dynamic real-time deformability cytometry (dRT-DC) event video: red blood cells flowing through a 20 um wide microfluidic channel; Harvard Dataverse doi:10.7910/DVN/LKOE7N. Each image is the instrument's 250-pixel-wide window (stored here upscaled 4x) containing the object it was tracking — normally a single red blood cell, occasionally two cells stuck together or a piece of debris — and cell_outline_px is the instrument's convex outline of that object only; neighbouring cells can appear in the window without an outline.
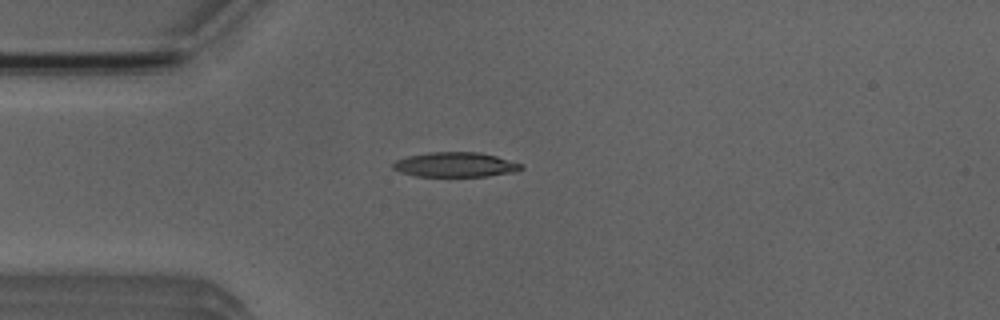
{"species": "Egyptian fruit bat (a non-hibernating species)", "species_latin": "Rousettus aegyptiacus", "temperature_condition": "room temperature", "stored_images_in_passage": 5, "camera_frame_rate_fps": 3000, "um_per_image_px": 0.085, "animal": {"sex": "male"}, "frame": {"image": 1, "passage_image": 4, "time_ms": 3.333, "image_size_px": [1000, 320], "cell_outline_px": [[524, 168], [516, 172], [488, 176], [416, 176], [400, 172], [392, 168], [392, 164], [396, 160], [408, 156], [428, 152], [480, 152], [496, 156], [524, 164]], "centroid_in_image_um": [38.74, 13.99], "position_along_channel_um": 46.3, "area_um2": 18.61}}